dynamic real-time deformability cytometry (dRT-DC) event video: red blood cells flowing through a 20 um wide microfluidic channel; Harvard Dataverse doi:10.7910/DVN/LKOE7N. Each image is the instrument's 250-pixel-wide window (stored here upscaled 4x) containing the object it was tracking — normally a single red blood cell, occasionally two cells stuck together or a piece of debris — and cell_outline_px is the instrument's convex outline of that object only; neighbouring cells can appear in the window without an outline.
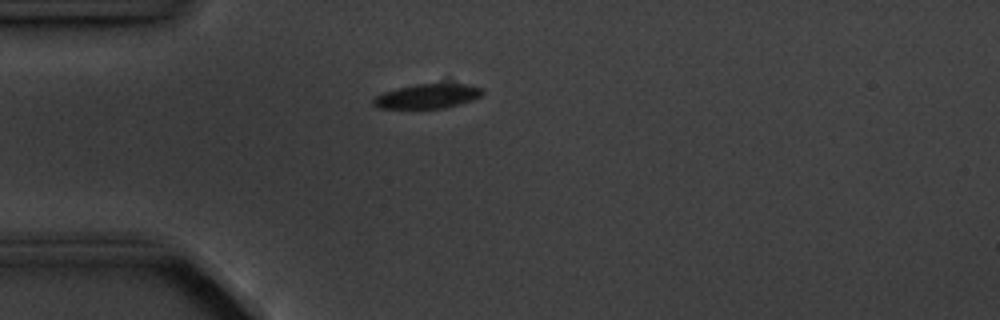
{"species": "common noctule bat (a hibernating species)", "species_latin": "Nyctalus noctula", "temperature_condition": "cold", "stored_images_in_passage": 4, "camera_frame_rate_fps": 3000, "um_per_image_px": 0.085, "animal": {"sex": "male", "body_mass_g": 20.1, "forearm_length_mm": 53.5}, "frame": {"image": 1, "passage_image": 3, "time_ms": 2.333, "image_size_px": [1000, 320], "cell_outline_px": [[484, 92], [480, 96], [472, 100], [460, 104], [444, 108], [376, 108], [372, 104], [372, 100], [376, 96], [384, 92], [396, 88], [416, 84], [468, 84], [484, 88]], "centroid_in_image_um": [36.34, 8.17], "position_along_channel_um": 48.7, "area_um2": 15.61}}